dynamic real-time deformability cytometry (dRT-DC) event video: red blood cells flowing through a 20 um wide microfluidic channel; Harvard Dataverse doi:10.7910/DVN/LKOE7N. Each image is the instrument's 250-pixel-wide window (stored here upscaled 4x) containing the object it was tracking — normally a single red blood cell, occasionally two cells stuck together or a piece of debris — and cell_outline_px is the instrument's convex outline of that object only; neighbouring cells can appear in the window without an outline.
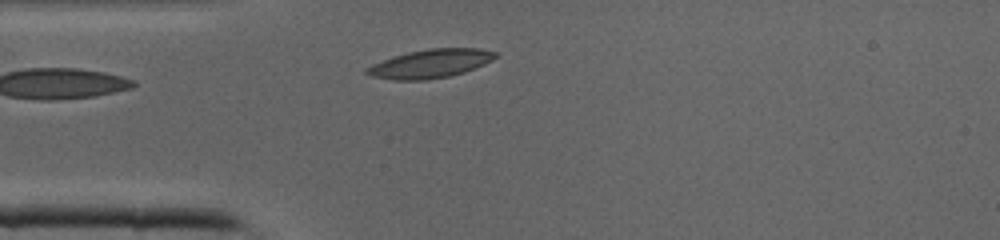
{"species": "common noctule bat (a hibernating species)", "species_latin": "Nyctalus noctula", "temperature_condition": "cold", "stored_images_in_passage": 29, "camera_frame_rate_fps": 3000, "um_per_image_px": 0.085, "animal": {"sex": "male", "body_mass_g": 19.0, "forearm_length_mm": 50.8}, "frame": {"image": 1, "passage_image": 1, "time_ms": 0.0, "image_size_px": [1000, 240], "cell_outline_px": [[500, 56], [484, 64], [464, 72], [448, 76], [424, 80], [392, 80], [372, 76], [364, 72], [364, 68], [372, 64], [392, 56], [408, 52], [428, 48], [480, 48], [500, 52]], "centroid_in_image_um": [36.6, 5.39], "position_along_channel_um": 48.4, "area_um2": 21.68}}
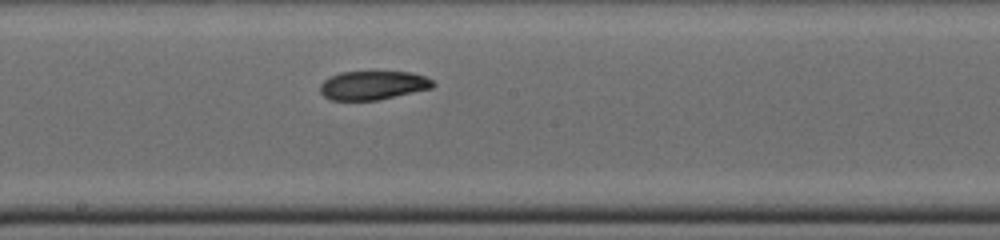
{"frame": {"image": 2, "passage_image": 12, "time_ms": 3.667, "image_size_px": [1000, 240], "cell_outline_px": [[436, 84], [432, 88], [376, 100], [332, 100], [324, 96], [320, 92], [320, 84], [328, 76], [340, 72], [412, 72], [424, 76], [432, 80]], "centroid_in_image_um": [31.68, 7.24], "position_along_channel_um": 216.5, "area_um2": 18.9}}
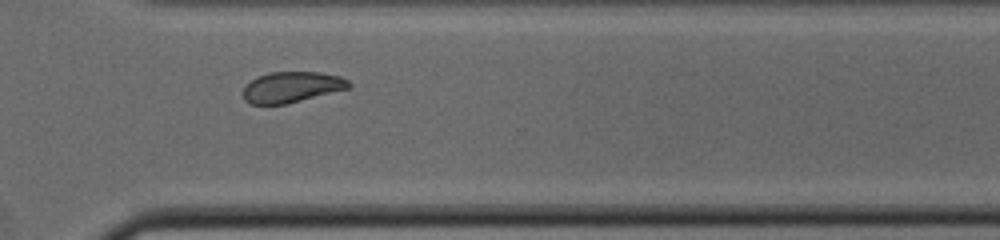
{"frame": {"image": 3, "passage_image": 20, "time_ms": 6.333, "image_size_px": [1000, 240], "cell_outline_px": [[352, 84], [348, 88], [284, 104], [252, 104], [244, 100], [244, 88], [256, 76], [272, 72], [320, 72], [340, 76], [348, 80]], "centroid_in_image_um": [24.79, 7.39], "position_along_channel_um": 345.8, "area_um2": 18.61}}